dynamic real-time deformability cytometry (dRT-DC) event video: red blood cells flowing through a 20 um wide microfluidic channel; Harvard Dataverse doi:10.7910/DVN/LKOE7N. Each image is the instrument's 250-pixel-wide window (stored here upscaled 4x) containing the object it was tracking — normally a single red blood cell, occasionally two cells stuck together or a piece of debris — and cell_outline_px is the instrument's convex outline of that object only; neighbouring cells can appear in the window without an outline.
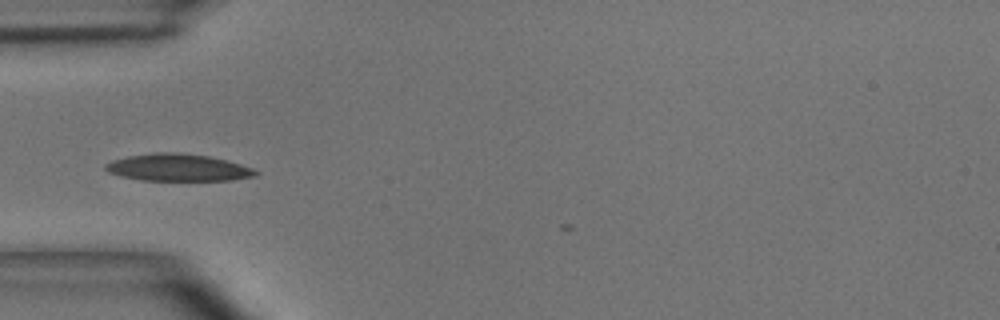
{"species": "common noctule bat (a hibernating species)", "species_latin": "Nyctalus noctula", "temperature_condition": "room temperature", "stored_images_in_passage": 5, "camera_frame_rate_fps": 3000, "um_per_image_px": 0.085, "animal": {"sex": "male", "body_mass_g": 15.6}, "frame": {"image": 1, "passage_image": 3, "time_ms": 0.667, "image_size_px": [1000, 320], "cell_outline_px": [[260, 172], [256, 176], [232, 180], [140, 180], [120, 176], [108, 172], [104, 168], [104, 164], [112, 160], [128, 156], [156, 152], [176, 152], [208, 156], [228, 160], [252, 168]], "centroid_in_image_um": [15.12, 14.24], "position_along_channel_um": 69.9, "area_um2": 23.81}}